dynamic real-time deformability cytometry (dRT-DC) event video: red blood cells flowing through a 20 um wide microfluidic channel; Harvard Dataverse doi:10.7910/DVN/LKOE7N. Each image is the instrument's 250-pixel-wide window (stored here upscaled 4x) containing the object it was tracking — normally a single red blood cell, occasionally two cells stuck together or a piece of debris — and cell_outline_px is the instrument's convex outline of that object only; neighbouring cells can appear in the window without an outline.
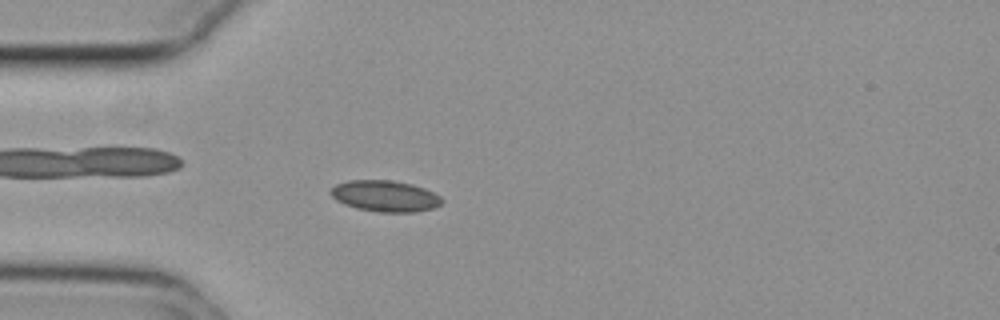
{"species": "common noctule bat (a hibernating species)", "species_latin": "Nyctalus noctula", "temperature_condition": "cold", "stored_images_in_passage": 52, "camera_frame_rate_fps": 3000, "um_per_image_px": 0.085, "animal": {"sex": "female", "body_mass_g": 29.2, "forearm_length_mm": 56.3}, "frame": {"image": 1, "passage_image": 12, "time_ms": 3.667, "image_size_px": [1000, 320], "cell_outline_px": [[444, 200], [440, 204], [432, 208], [416, 212], [380, 212], [356, 208], [344, 204], [336, 200], [328, 192], [336, 184], [348, 180], [392, 180], [412, 184], [424, 188], [440, 196]], "centroid_in_image_um": [32.71, 16.66], "position_along_channel_um": 52.3, "area_um2": 20.23}}
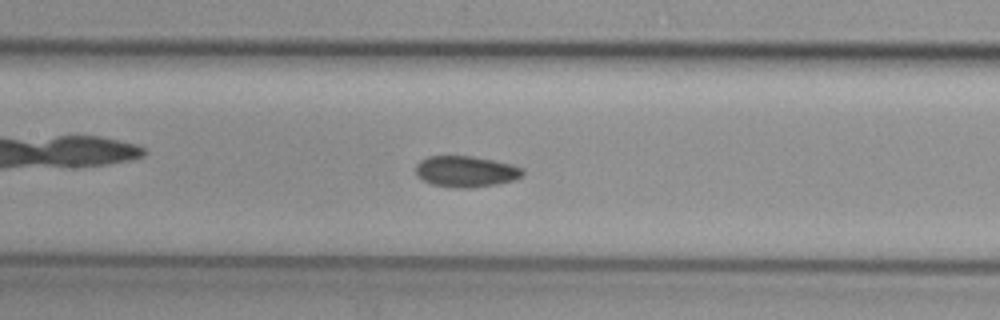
{"frame": {"image": 2, "passage_image": 22, "time_ms": 7.0, "image_size_px": [1000, 320], "cell_outline_px": [[524, 176], [516, 180], [496, 184], [472, 188], [452, 188], [432, 184], [416, 176], [416, 164], [420, 160], [428, 156], [472, 156], [512, 164], [524, 168]], "centroid_in_image_um": [39.62, 14.58], "position_along_channel_um": 167.8, "area_um2": 19.65}}
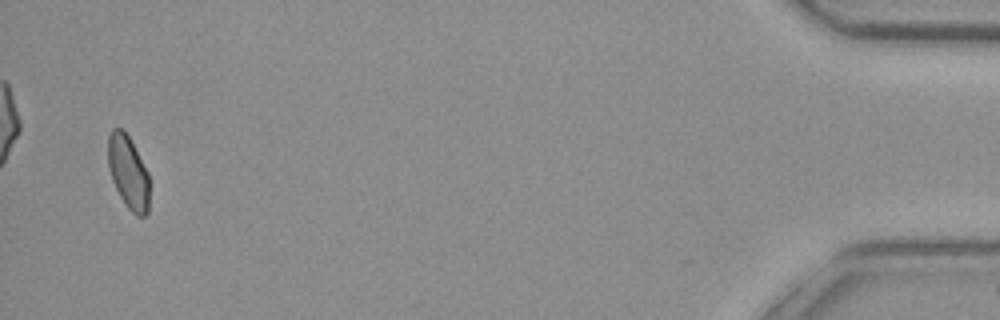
{"frame": {"image": 3, "passage_image": 50, "time_ms": 16.333, "image_size_px": [1000, 320], "cell_outline_px": [[148, 212], [144, 216], [136, 216], [128, 208], [120, 196], [112, 180], [108, 168], [108, 136], [112, 128], [124, 128], [148, 172]], "centroid_in_image_um": [10.88, 14.62], "position_along_channel_um": 424.3, "area_um2": 17.57}, "authors_computed_cell_mechanics": {"area_um2": 19.2185, "velocity_mm_per_s": 3.7216, "shape_relaxation_time_tau1_ms": null, "shape_relaxation_time_tau2_ms": 2.5216, "deformation_change_tau1": null, "deformation_change_tau2": 0.0658}}